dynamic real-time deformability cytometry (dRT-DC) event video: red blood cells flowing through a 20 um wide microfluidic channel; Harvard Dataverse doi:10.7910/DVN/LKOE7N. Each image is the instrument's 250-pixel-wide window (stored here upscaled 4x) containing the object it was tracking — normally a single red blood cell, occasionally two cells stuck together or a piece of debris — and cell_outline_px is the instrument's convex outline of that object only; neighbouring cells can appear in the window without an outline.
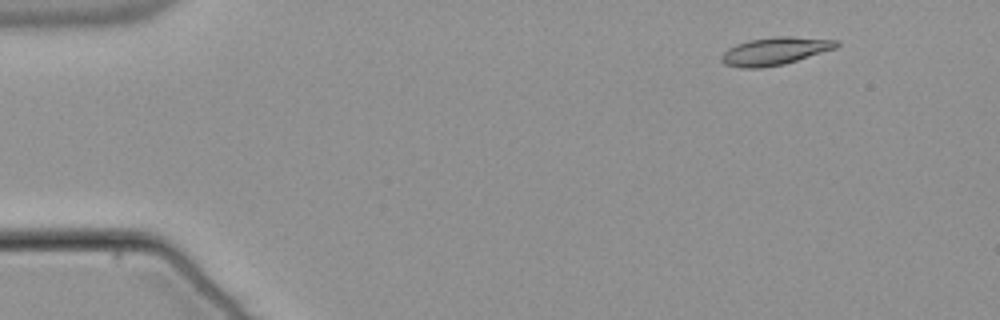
{"species": "common noctule bat (a hibernating species)", "species_latin": "Nyctalus noctula", "temperature_condition": "warm", "stored_images_in_passage": 51, "camera_frame_rate_fps": 3000, "um_per_image_px": 0.085, "animal": {"sex": "male", "body_mass_g": 21.5, "forearm_length_mm": 52.0}, "frame": {"image": 1, "passage_image": 3, "time_ms": 0.667, "image_size_px": [1000, 320], "cell_outline_px": [[840, 44], [836, 48], [784, 64], [764, 68], [740, 68], [724, 64], [720, 60], [720, 56], [728, 48], [736, 44], [748, 40], [772, 36], [792, 36], [840, 40]], "centroid_in_image_um": [65.86, 4.34], "position_along_channel_um": 19.1, "area_um2": 18.84}}
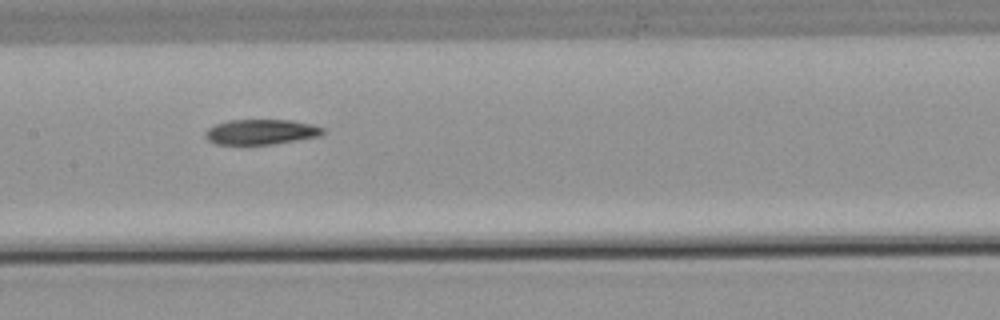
{"frame": {"image": 2, "passage_image": 24, "time_ms": 7.667, "image_size_px": [1000, 320], "cell_outline_px": [[328, 132], [320, 136], [272, 144], [216, 144], [208, 140], [204, 136], [204, 132], [208, 128], [216, 124], [228, 120], [292, 120], [312, 124], [324, 128]], "centroid_in_image_um": [22.21, 11.2], "position_along_channel_um": 185.2, "area_um2": 17.34}}
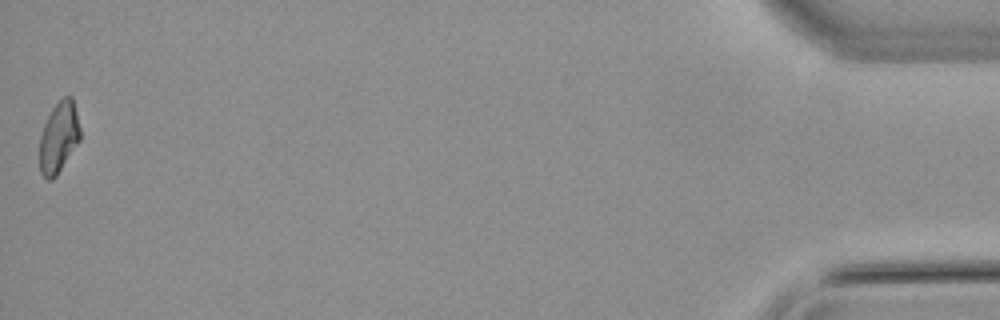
{"frame": {"image": 3, "passage_image": 51, "time_ms": 16.667, "image_size_px": [1000, 320], "cell_outline_px": [[80, 140], [56, 176], [52, 180], [48, 180], [40, 172], [40, 136], [44, 124], [52, 108], [64, 96], [72, 96], [80, 128]], "centroid_in_image_um": [5.0, 11.67], "position_along_channel_um": 430.2, "area_um2": 16.59}}